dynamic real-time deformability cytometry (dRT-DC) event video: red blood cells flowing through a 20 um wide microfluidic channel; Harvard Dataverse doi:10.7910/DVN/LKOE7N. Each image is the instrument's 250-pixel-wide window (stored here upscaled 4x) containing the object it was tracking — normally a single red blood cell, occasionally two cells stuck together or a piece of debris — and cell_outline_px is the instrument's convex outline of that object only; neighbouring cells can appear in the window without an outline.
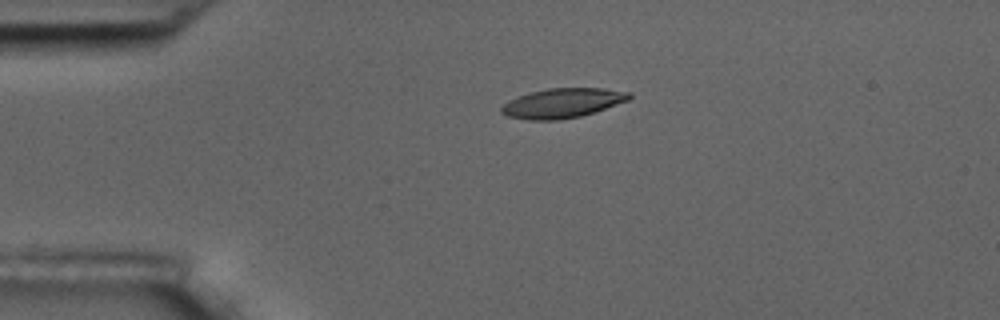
{"species": "common noctule bat (a hibernating species)", "species_latin": "Nyctalus noctula", "temperature_condition": "room temperature", "stored_images_in_passage": 3, "camera_frame_rate_fps": 3000, "um_per_image_px": 0.085, "animal": {"sex": "male", "body_mass_g": 17.5, "forearm_length_mm": 52.3}, "frame": {"image": 1, "passage_image": 1, "time_ms": 0.0, "image_size_px": [1000, 320], "cell_outline_px": [[632, 96], [628, 100], [580, 116], [560, 120], [528, 120], [508, 116], [500, 112], [500, 108], [508, 100], [532, 92], [548, 88], [604, 88], [628, 92]], "centroid_in_image_um": [47.77, 8.76], "position_along_channel_um": 37.2, "area_um2": 21.73}}
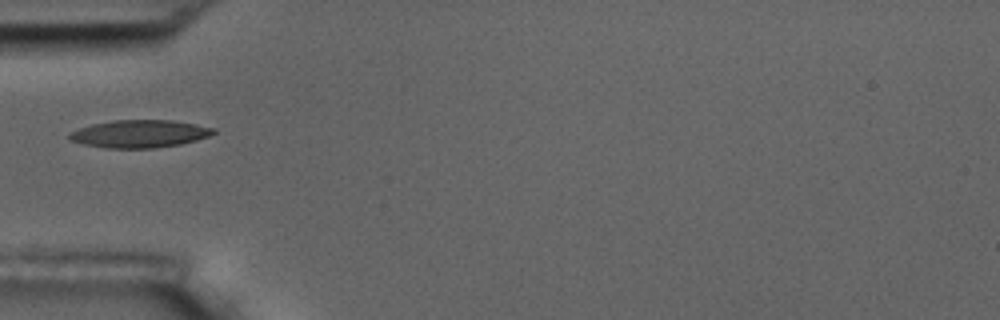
{"frame": {"image": 2, "passage_image": 3, "time_ms": 2.0, "image_size_px": [1000, 320], "cell_outline_px": [[216, 132], [208, 136], [196, 140], [180, 144], [152, 148], [104, 148], [84, 144], [68, 140], [68, 132], [92, 124], [112, 120], [172, 120], [196, 124], [216, 128]], "centroid_in_image_um": [11.84, 11.37], "position_along_channel_um": 73.2, "area_um2": 23.29}}